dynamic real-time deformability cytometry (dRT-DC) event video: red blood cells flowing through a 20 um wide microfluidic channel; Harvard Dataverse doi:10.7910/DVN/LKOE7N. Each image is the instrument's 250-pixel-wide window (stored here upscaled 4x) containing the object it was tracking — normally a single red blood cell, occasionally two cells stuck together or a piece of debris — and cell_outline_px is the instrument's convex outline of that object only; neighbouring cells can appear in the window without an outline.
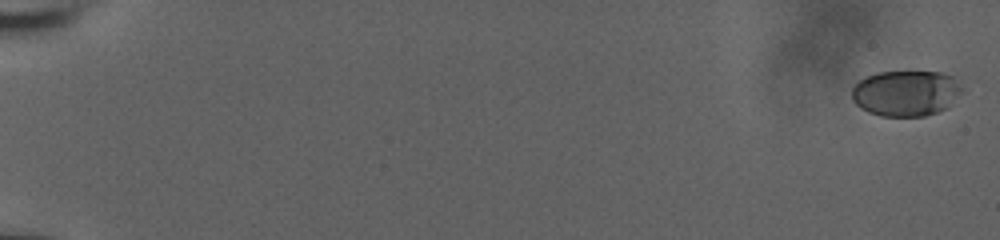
{"species": "human", "species_latin": "Homo sapiens", "temperature_condition": "room temperature", "stored_images_in_passage": 17, "camera_frame_rate_fps": 3000, "um_per_image_px": 0.085, "donor": {"sex": "male"}, "frame": {"image": 1, "passage_image": 1, "time_ms": 0.0, "image_size_px": [1000, 240], "cell_outline_px": [[964, 88], [948, 108], [924, 116], [880, 116], [868, 112], [860, 108], [852, 100], [852, 88], [860, 80], [876, 72], [940, 72], [952, 76]], "centroid_in_image_um": [77.0, 7.93], "position_along_channel_um": 8.0, "area_um2": 29.42}}
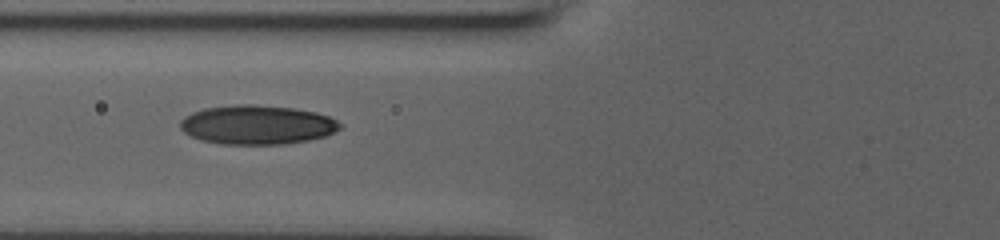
{"frame": {"image": 2, "passage_image": 12, "time_ms": 3.667, "image_size_px": [1000, 240], "cell_outline_px": [[340, 128], [324, 136], [308, 140], [288, 144], [220, 144], [200, 140], [184, 132], [180, 128], [180, 120], [184, 116], [192, 112], [204, 108], [236, 104], [252, 104], [292, 108], [316, 112], [328, 116], [336, 120], [340, 124]], "centroid_in_image_um": [21.81, 10.6], "position_along_channel_um": 104.0, "area_um2": 36.47}}
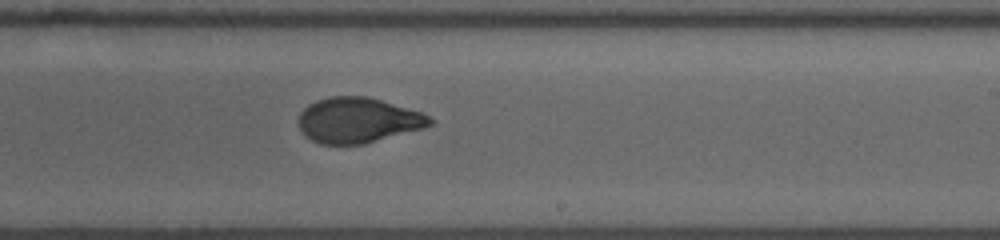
{"frame": {"image": 3, "passage_image": 17, "time_ms": 5.333, "image_size_px": [1000, 240], "cell_outline_px": [[432, 124], [420, 128], [364, 144], [320, 144], [304, 136], [300, 128], [300, 112], [308, 104], [316, 100], [328, 96], [368, 96], [420, 112], [428, 116], [432, 120]], "centroid_in_image_um": [30.36, 10.21], "position_along_channel_um": 258.6, "area_um2": 34.28}}